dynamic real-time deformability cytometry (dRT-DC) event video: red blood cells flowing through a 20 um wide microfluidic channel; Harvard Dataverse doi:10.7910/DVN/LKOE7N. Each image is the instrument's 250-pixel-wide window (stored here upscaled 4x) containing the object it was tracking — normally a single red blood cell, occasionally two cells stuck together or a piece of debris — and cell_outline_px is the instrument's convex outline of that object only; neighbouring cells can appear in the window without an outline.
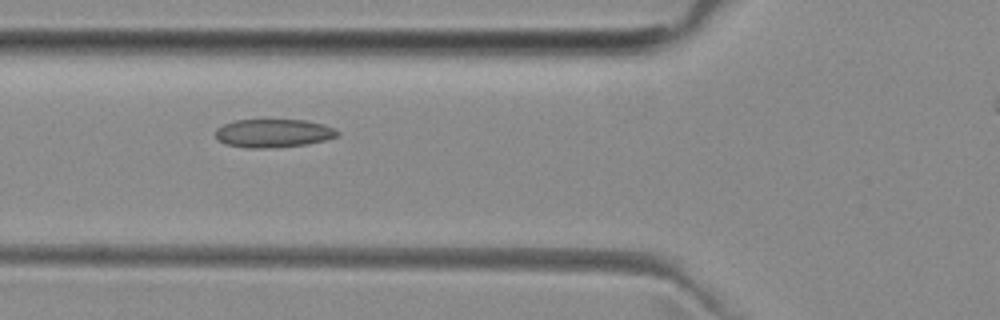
{"species": "common noctule bat (a hibernating species)", "species_latin": "Nyctalus noctula", "temperature_condition": "room temperature", "stored_images_in_passage": 5, "camera_frame_rate_fps": 3000, "um_per_image_px": 0.085, "animal": {"sex": "female", "body_mass_g": 29.2, "forearm_length_mm": 56.3}, "frame": {"image": 1, "passage_image": 3, "time_ms": 3.667, "image_size_px": [1000, 320], "cell_outline_px": [[340, 136], [308, 144], [264, 148], [244, 148], [224, 144], [216, 136], [216, 128], [224, 124], [236, 120], [308, 120], [324, 124], [336, 128], [340, 132]], "centroid_in_image_um": [23.28, 11.32], "position_along_channel_um": 102.5, "area_um2": 20.29}}
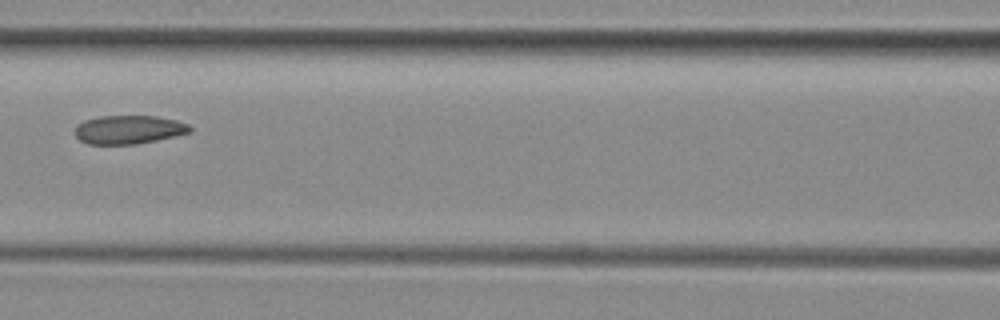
{"frame": {"image": 2, "passage_image": 4, "time_ms": 5.0, "image_size_px": [1000, 320], "cell_outline_px": [[192, 132], [156, 140], [136, 144], [88, 144], [80, 140], [76, 136], [76, 128], [84, 120], [100, 116], [156, 116], [176, 120], [188, 124], [192, 128]], "centroid_in_image_um": [10.97, 11.02], "position_along_channel_um": 155.6, "area_um2": 19.02}}
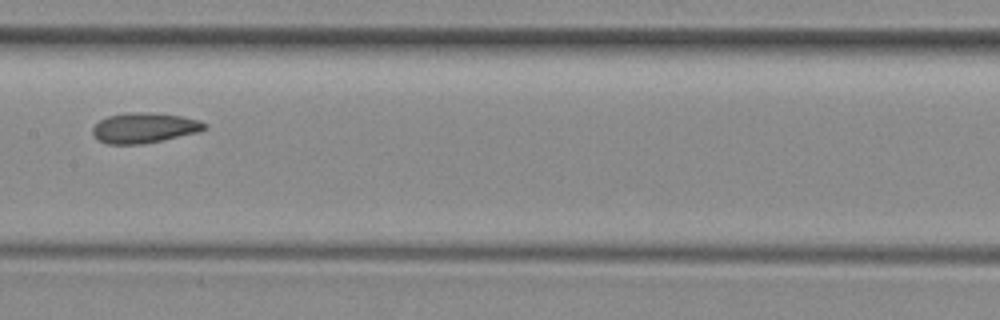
{"frame": {"image": 3, "passage_image": 5, "time_ms": 6.0, "image_size_px": [1000, 320], "cell_outline_px": [[208, 128], [200, 132], [140, 144], [108, 144], [100, 140], [92, 132], [92, 128], [100, 120], [108, 116], [132, 112], [148, 112], [180, 116], [200, 120], [208, 124]], "centroid_in_image_um": [12.31, 10.86], "position_along_channel_um": 195.1, "area_um2": 19.54}}